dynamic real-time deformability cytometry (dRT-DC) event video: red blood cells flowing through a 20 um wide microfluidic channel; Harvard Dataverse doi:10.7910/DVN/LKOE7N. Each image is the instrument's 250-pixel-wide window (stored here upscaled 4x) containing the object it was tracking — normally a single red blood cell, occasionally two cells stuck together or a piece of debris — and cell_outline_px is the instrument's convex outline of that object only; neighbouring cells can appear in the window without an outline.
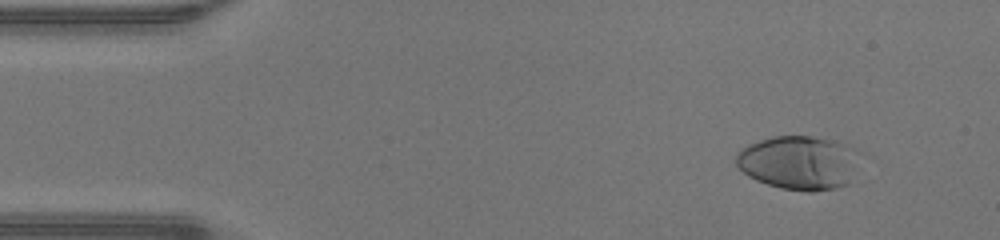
{"species": "human", "species_latin": "Homo sapiens", "temperature_condition": "warm", "stored_images_in_passage": 48, "camera_frame_rate_fps": 3000, "um_per_image_px": 0.085, "donor": {"sex": "male"}, "frame": {"image": 1, "passage_image": 5, "time_ms": 1.333, "image_size_px": [1000, 240], "cell_outline_px": [[860, 152], [848, 184], [836, 188], [812, 192], [808, 192], [780, 188], [756, 180], [748, 176], [736, 164], [736, 152], [748, 144], [772, 136], [808, 136], [836, 140], [848, 144], [856, 148]], "centroid_in_image_um": [67.91, 13.81], "position_along_channel_um": 17.1, "area_um2": 39.07}}
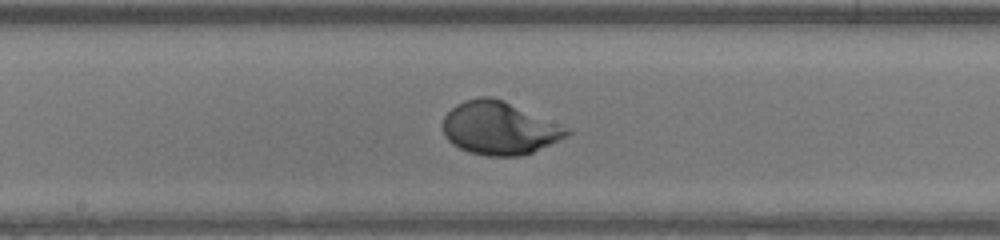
{"frame": {"image": 2, "passage_image": 25, "time_ms": 8.0, "image_size_px": [1000, 240], "cell_outline_px": [[572, 132], [568, 136], [532, 152], [520, 156], [488, 156], [468, 152], [452, 144], [444, 136], [444, 116], [456, 104], [464, 100], [480, 96], [492, 96], [504, 100], [572, 128]], "centroid_in_image_um": [42.48, 10.88], "position_along_channel_um": 205.7, "area_um2": 38.61}}
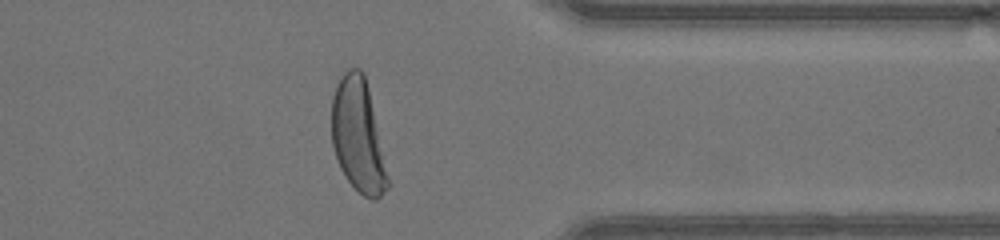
{"frame": {"image": 3, "passage_image": 38, "time_ms": 12.333, "image_size_px": [1000, 240], "cell_outline_px": [[388, 188], [376, 200], [372, 200], [364, 196], [348, 180], [340, 168], [332, 144], [332, 96], [344, 72], [348, 68], [360, 68], [364, 72], [368, 88], [388, 176]], "centroid_in_image_um": [30.42, 11.54], "position_along_channel_um": 381.0, "area_um2": 36.24}}